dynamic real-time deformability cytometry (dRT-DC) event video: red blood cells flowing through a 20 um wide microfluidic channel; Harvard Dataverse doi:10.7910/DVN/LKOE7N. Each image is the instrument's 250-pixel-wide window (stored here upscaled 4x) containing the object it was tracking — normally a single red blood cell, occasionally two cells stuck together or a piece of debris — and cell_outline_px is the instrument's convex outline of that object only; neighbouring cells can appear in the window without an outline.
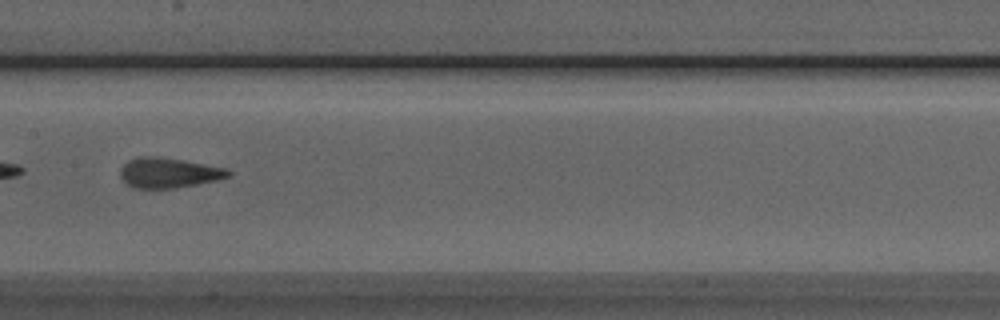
{"species": "Egyptian fruit bat (a non-hibernating species)", "species_latin": "Rousettus aegyptiacus", "temperature_condition": "room temperature", "stored_images_in_passage": 38, "camera_frame_rate_fps": 3000, "um_per_image_px": 0.085, "animal": {"sex": "male"}, "frame": {"image": 1, "passage_image": 12, "time_ms": 3.667, "image_size_px": [1000, 320], "cell_outline_px": [[232, 172], [228, 176], [216, 180], [196, 184], [172, 188], [132, 188], [120, 176], [120, 168], [128, 160], [140, 156], [156, 156], [228, 168]], "centroid_in_image_um": [14.31, 14.68], "position_along_channel_um": 193.1, "area_um2": 18.73}, "authors_computed_cell_mechanics": {"area_um2": 18.785, "velocity_mm_per_s": 3.9015, "shape_relaxation_time_tau1_ms": 10.7464, "shape_relaxation_time_tau2_ms": 1.0698, "deformation_change_tau1": 0.2653, "deformation_change_tau2": 0.097}}